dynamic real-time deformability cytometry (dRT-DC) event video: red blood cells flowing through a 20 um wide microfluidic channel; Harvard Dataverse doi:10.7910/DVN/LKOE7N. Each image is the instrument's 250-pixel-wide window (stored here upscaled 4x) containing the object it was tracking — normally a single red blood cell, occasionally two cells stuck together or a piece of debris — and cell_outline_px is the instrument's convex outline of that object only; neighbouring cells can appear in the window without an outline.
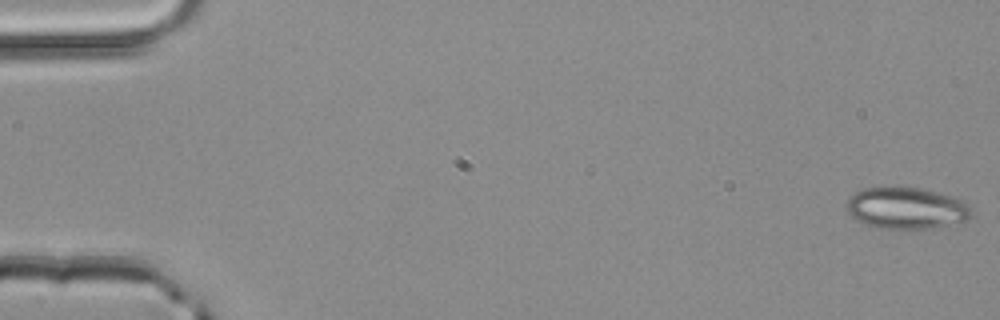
{"species": "common noctule bat (a hibernating species)", "species_latin": "Nyctalus noctula", "temperature_condition": "room temperature", "stored_images_in_passage": 50, "camera_frame_rate_fps": 3000, "um_per_image_px": 0.085, "animal": {"sex": "male", "body_mass_g": 20.4}, "frame": {"image": 1, "passage_image": 1, "time_ms": 0.0, "image_size_px": [1000, 320], "cell_outline_px": [[972, 216], [968, 220], [932, 228], [900, 232], [876, 228], [864, 224], [856, 220], [848, 212], [844, 204], [856, 192], [864, 188], [920, 188], [952, 196], [968, 204]], "centroid_in_image_um": [77.01, 17.75], "position_along_channel_um": 8.0, "area_um2": 30.75}}
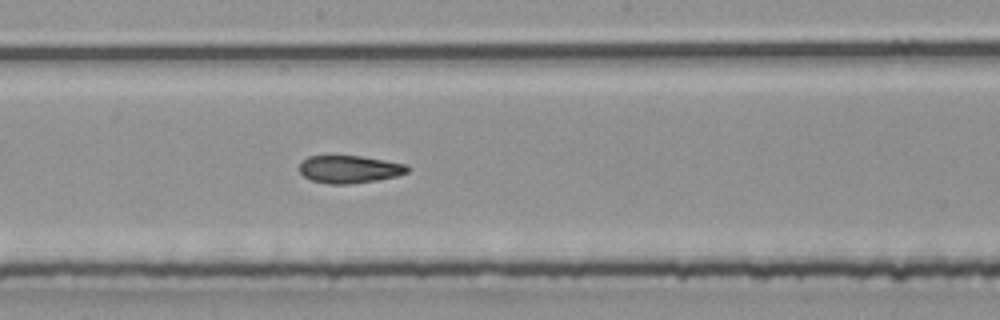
{"frame": {"image": 2, "passage_image": 28, "time_ms": 9.0, "image_size_px": [1000, 320], "cell_outline_px": [[412, 168], [408, 172], [396, 176], [376, 180], [348, 184], [328, 184], [312, 180], [304, 176], [300, 172], [300, 164], [308, 156], [360, 156], [408, 164]], "centroid_in_image_um": [29.74, 14.38], "position_along_channel_um": 218.5, "area_um2": 17.34}}
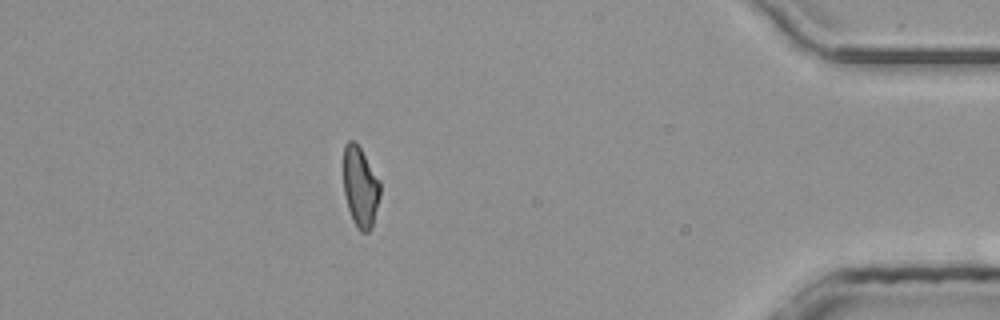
{"frame": {"image": 3, "passage_image": 45, "time_ms": 14.667, "image_size_px": [1000, 320], "cell_outline_px": [[380, 196], [372, 228], [368, 232], [360, 232], [356, 228], [352, 220], [348, 208], [344, 192], [344, 144], [348, 140], [352, 140], [360, 148], [380, 180]], "centroid_in_image_um": [30.63, 15.93], "position_along_channel_um": 404.6, "area_um2": 17.22}}